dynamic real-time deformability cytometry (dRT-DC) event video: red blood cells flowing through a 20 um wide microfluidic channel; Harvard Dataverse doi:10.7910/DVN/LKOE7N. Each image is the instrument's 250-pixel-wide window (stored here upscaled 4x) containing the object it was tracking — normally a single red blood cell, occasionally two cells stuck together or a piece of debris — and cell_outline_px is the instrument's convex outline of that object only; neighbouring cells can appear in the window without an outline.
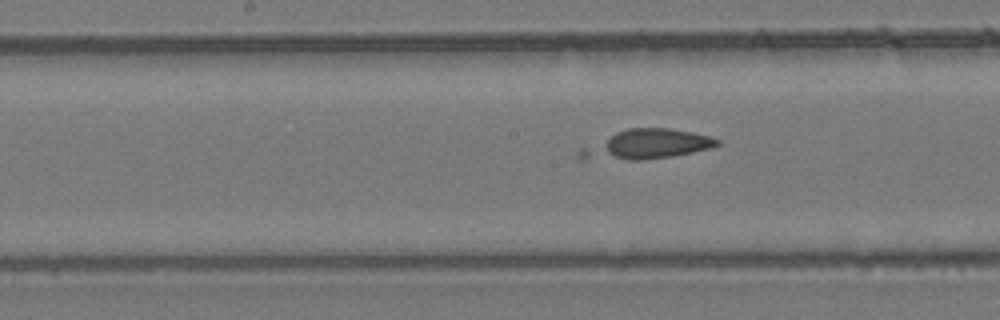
{"species": "common noctule bat (a hibernating species)", "species_latin": "Nyctalus noctula", "temperature_condition": "room temperature", "stored_images_in_passage": 57, "camera_frame_rate_fps": 3000, "um_per_image_px": 0.085, "animal": {"sex": "female", "body_mass_g": 24.6, "forearm_length_mm": 56.2}, "frame": {"image": 1, "passage_image": 31, "time_ms": 10.0, "image_size_px": [1000, 320], "cell_outline_px": [[720, 144], [712, 148], [672, 156], [640, 160], [580, 160], [576, 156], [576, 152], [580, 148], [616, 132], [628, 128], [668, 128], [692, 132], [708, 136], [720, 140]], "centroid_in_image_um": [54.88, 12.3], "position_along_channel_um": 193.3, "area_um2": 23.81}}
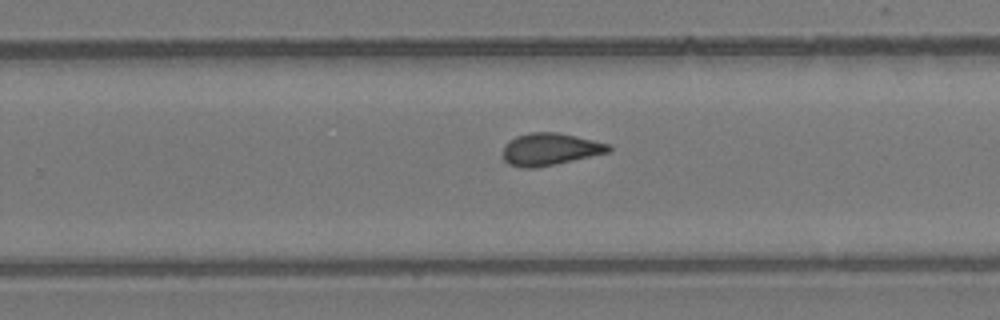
{"frame": {"image": 2, "passage_image": 38, "time_ms": 12.333, "image_size_px": [1000, 320], "cell_outline_px": [[612, 152], [556, 164], [536, 168], [524, 168], [508, 164], [504, 160], [504, 144], [508, 140], [516, 136], [528, 132], [556, 132], [576, 136], [608, 144], [612, 148]], "centroid_in_image_um": [46.75, 12.69], "position_along_channel_um": 283.1, "area_um2": 20.0}}
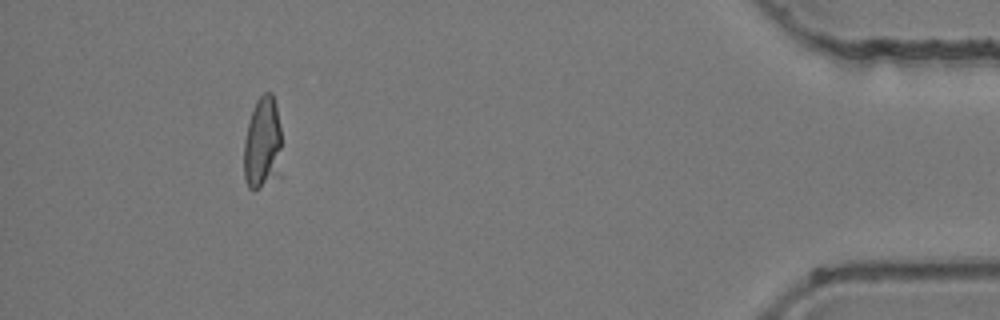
{"frame": {"image": 3, "passage_image": 53, "time_ms": 17.333, "image_size_px": [1000, 320], "cell_outline_px": [[280, 176], [252, 192], [248, 188], [244, 176], [244, 140], [248, 120], [256, 100], [264, 92], [272, 92], [276, 104], [280, 128]], "centroid_in_image_um": [22.3, 12.2], "position_along_channel_um": 412.9, "area_um2": 20.81}, "authors_computed_cell_mechanics": {"area_um2": 18.496, "velocity_mm_per_s": 3.8654, "shape_relaxation_time_tau1_ms": null, "shape_relaxation_time_tau2_ms": 7.7276, "deformation_change_tau1": null, "deformation_change_tau2": 0.1755}}